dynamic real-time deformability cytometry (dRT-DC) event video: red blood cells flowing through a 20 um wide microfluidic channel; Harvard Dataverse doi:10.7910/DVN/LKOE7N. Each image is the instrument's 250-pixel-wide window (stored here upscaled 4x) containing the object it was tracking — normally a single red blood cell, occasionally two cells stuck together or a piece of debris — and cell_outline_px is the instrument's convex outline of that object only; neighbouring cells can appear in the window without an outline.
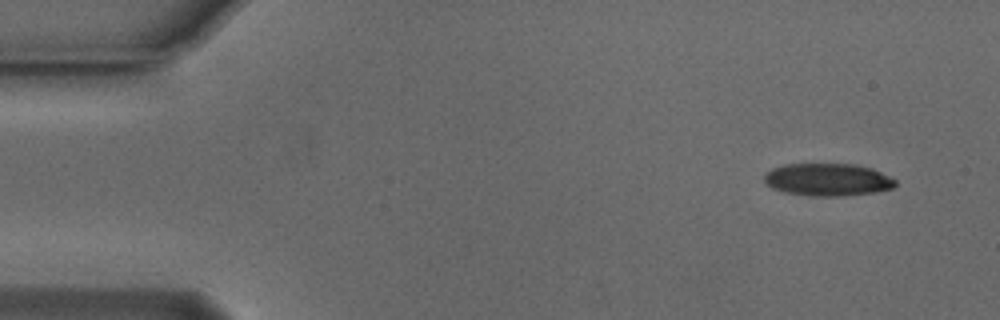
{"species": "Egyptian fruit bat (a non-hibernating species)", "species_latin": "Rousettus aegyptiacus", "temperature_condition": "cold", "stored_images_in_passage": 51, "camera_frame_rate_fps": 3000, "um_per_image_px": 0.085, "animal": {"sex": "male"}, "frame": {"image": 1, "passage_image": 1, "time_ms": 0.0, "image_size_px": [1000, 320], "cell_outline_px": [[896, 184], [892, 188], [876, 192], [844, 196], [812, 196], [784, 192], [772, 188], [764, 180], [764, 176], [772, 168], [784, 164], [856, 164], [872, 168], [896, 180]], "centroid_in_image_um": [70.36, 15.27], "position_along_channel_um": 14.6, "area_um2": 24.85}}
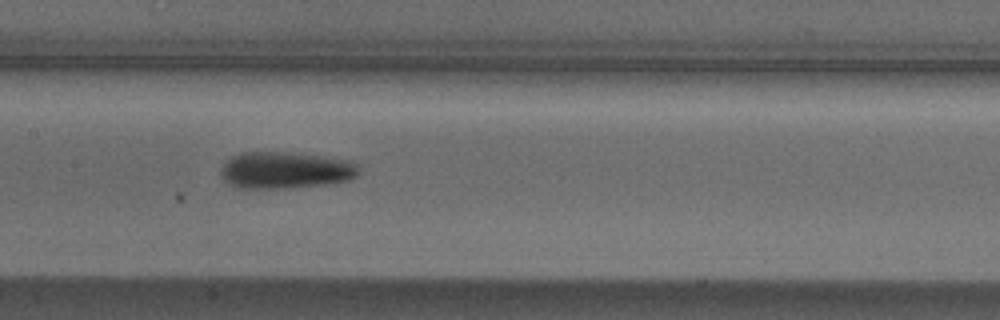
{"frame": {"image": 2, "passage_image": 23, "time_ms": 7.333, "image_size_px": [1000, 320], "cell_outline_px": [[360, 172], [356, 176], [348, 180], [324, 184], [292, 188], [236, 188], [228, 184], [220, 176], [220, 168], [232, 156], [240, 152], [288, 152], [352, 160], [356, 164]], "centroid_in_image_um": [24.23, 14.47], "position_along_channel_um": 183.2, "area_um2": 29.77}}
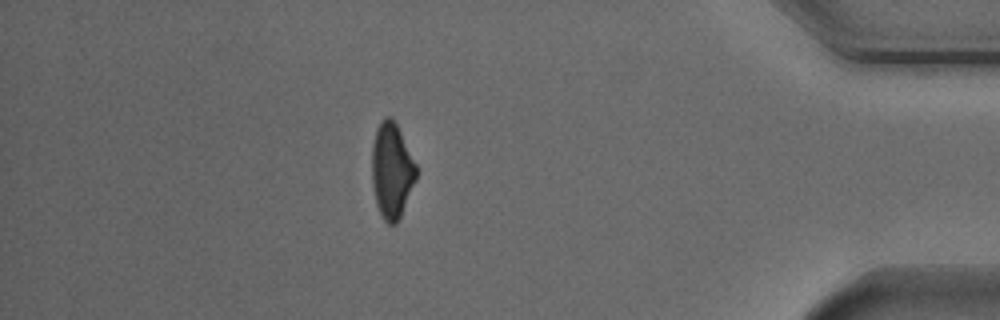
{"frame": {"image": 3, "passage_image": 44, "time_ms": 14.333, "image_size_px": [1000, 320], "cell_outline_px": [[416, 180], [400, 216], [396, 224], [388, 224], [384, 220], [376, 204], [372, 184], [372, 144], [376, 128], [384, 116], [392, 116], [416, 164]], "centroid_in_image_um": [33.28, 14.48], "position_along_channel_um": 401.9, "area_um2": 24.51}, "authors_computed_cell_mechanics": {"area_um2": 26.8192, "velocity_mm_per_s": 3.7707, "shape_relaxation_time_tau1_ms": 4.1956, "shape_relaxation_time_tau2_ms": 7.0232, "deformation_change_tau1": 0.1243, "deformation_change_tau2": 0.1746}}